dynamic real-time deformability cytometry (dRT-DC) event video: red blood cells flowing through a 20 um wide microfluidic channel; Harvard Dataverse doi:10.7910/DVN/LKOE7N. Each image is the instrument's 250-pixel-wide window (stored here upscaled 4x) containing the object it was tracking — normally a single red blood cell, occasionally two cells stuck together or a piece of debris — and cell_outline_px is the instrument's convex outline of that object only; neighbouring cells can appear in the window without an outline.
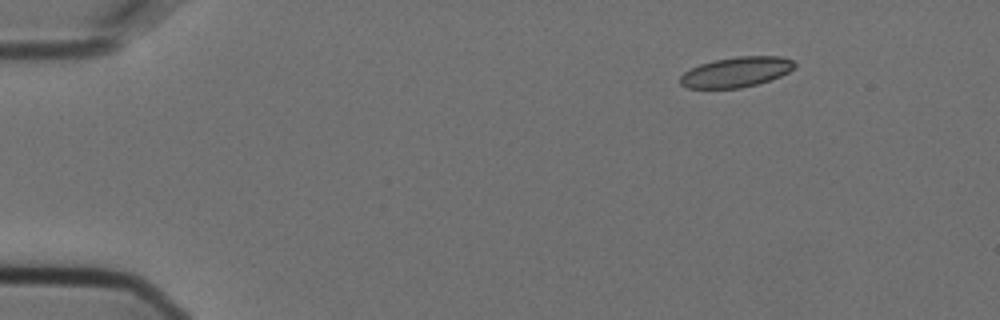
{"species": "Egyptian fruit bat (a non-hibernating species)", "species_latin": "Rousettus aegyptiacus", "temperature_condition": "cold", "stored_images_in_passage": 50, "camera_frame_rate_fps": 3000, "um_per_image_px": 0.085, "animal": {"sex": "female"}, "frame": {"image": 1, "passage_image": 1, "time_ms": 0.0, "image_size_px": [1000, 320], "cell_outline_px": [[796, 64], [788, 72], [780, 76], [756, 84], [740, 88], [688, 88], [680, 84], [680, 76], [684, 72], [700, 64], [716, 60], [740, 56], [780, 56], [792, 60]], "centroid_in_image_um": [62.56, 6.12], "position_along_channel_um": 22.4, "area_um2": 19.83}}
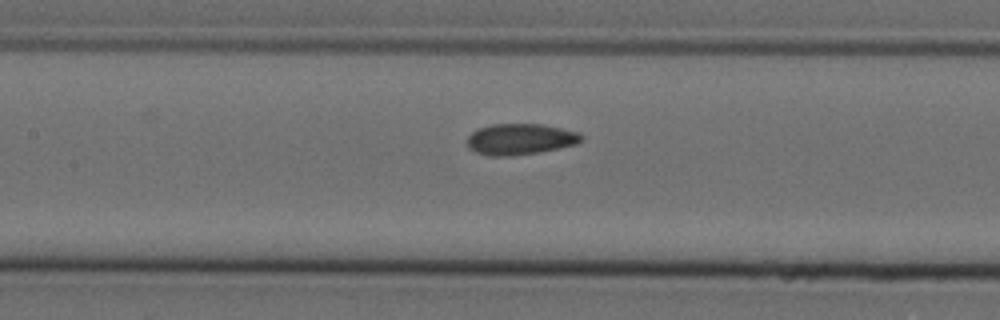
{"frame": {"image": 2, "passage_image": 20, "time_ms": 6.333, "image_size_px": [1000, 320], "cell_outline_px": [[584, 136], [576, 144], [540, 152], [512, 156], [488, 156], [476, 152], [468, 148], [468, 136], [472, 132], [480, 128], [492, 124], [544, 124], [580, 132]], "centroid_in_image_um": [44.23, 11.83], "position_along_channel_um": 163.2, "area_um2": 20.75}}
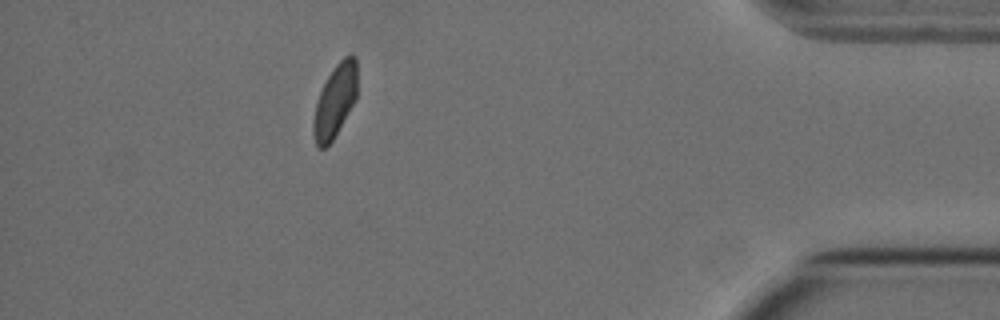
{"frame": {"image": 3, "passage_image": 44, "time_ms": 14.333, "image_size_px": [1000, 320], "cell_outline_px": [[356, 100], [332, 140], [324, 148], [320, 148], [316, 144], [312, 132], [312, 120], [316, 104], [320, 92], [328, 76], [336, 64], [344, 56], [352, 52], [356, 56]], "centroid_in_image_um": [28.47, 8.56], "position_along_channel_um": 406.7, "area_um2": 18.5}, "authors_computed_cell_mechanics": {"area_um2": 20.3456, "velocity_mm_per_s": 3.6102, "shape_relaxation_time_tau1_ms": null, "shape_relaxation_time_tau2_ms": 4.7072, "deformation_change_tau1": null, "deformation_change_tau2": 0.0703}}